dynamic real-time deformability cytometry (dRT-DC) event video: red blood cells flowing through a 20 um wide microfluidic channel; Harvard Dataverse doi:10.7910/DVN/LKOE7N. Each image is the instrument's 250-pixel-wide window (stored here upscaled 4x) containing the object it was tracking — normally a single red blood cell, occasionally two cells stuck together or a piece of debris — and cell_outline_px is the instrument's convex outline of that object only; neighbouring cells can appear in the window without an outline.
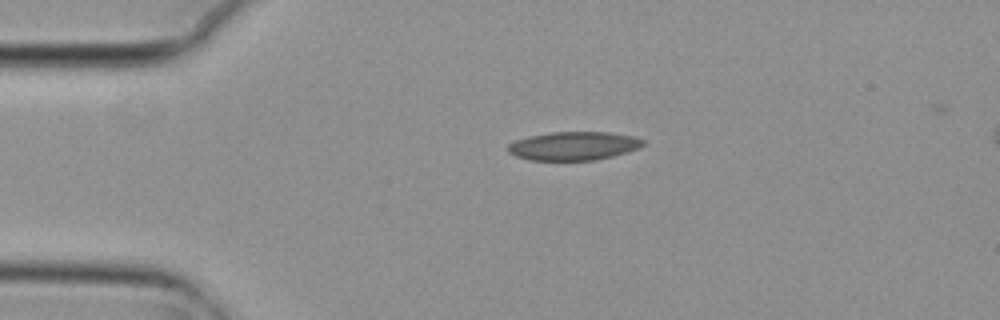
{"species": "common noctule bat (a hibernating species)", "species_latin": "Nyctalus noctula", "temperature_condition": "cold", "stored_images_in_passage": 3, "camera_frame_rate_fps": 3000, "um_per_image_px": 0.085, "animal": {"sex": "female", "body_mass_g": 29.2, "forearm_length_mm": 56.3}, "frame": {"image": 1, "passage_image": 1, "time_ms": 0.0, "image_size_px": [1000, 320], "cell_outline_px": [[644, 144], [640, 148], [628, 152], [596, 160], [528, 160], [516, 156], [508, 152], [508, 144], [516, 140], [528, 136], [552, 132], [608, 132], [636, 136], [644, 140]], "centroid_in_image_um": [48.78, 12.4], "position_along_channel_um": 36.2, "area_um2": 22.6}}